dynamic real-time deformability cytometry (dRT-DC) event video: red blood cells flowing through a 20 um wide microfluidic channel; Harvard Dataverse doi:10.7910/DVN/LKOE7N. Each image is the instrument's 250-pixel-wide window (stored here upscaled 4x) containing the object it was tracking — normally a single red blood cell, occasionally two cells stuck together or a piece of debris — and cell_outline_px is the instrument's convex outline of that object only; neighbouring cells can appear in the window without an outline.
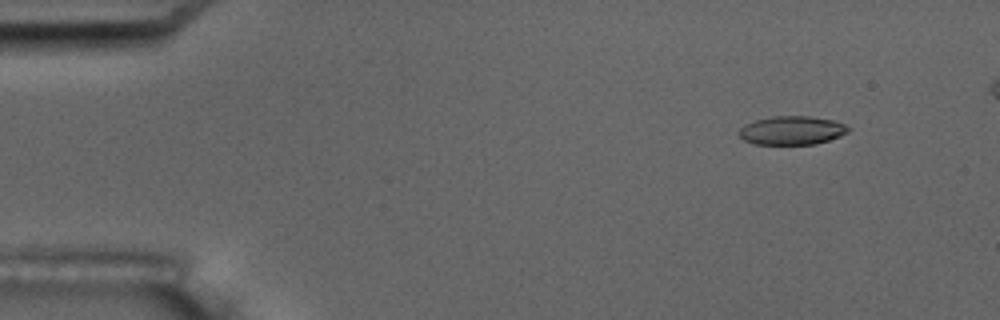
{"species": "common noctule bat (a hibernating species)", "species_latin": "Nyctalus noctula", "temperature_condition": "room temperature", "stored_images_in_passage": 6, "camera_frame_rate_fps": 3000, "um_per_image_px": 0.085, "animal": {"sex": "male", "body_mass_g": 17.5, "forearm_length_mm": 52.3}, "frame": {"image": 1, "passage_image": 2, "time_ms": 1.333, "image_size_px": [1000, 320], "cell_outline_px": [[848, 132], [840, 136], [816, 144], [752, 144], [744, 140], [736, 132], [744, 124], [756, 120], [772, 116], [808, 116], [832, 120], [844, 124], [848, 128]], "centroid_in_image_um": [67.26, 11.09], "position_along_channel_um": 17.7, "area_um2": 18.21}}